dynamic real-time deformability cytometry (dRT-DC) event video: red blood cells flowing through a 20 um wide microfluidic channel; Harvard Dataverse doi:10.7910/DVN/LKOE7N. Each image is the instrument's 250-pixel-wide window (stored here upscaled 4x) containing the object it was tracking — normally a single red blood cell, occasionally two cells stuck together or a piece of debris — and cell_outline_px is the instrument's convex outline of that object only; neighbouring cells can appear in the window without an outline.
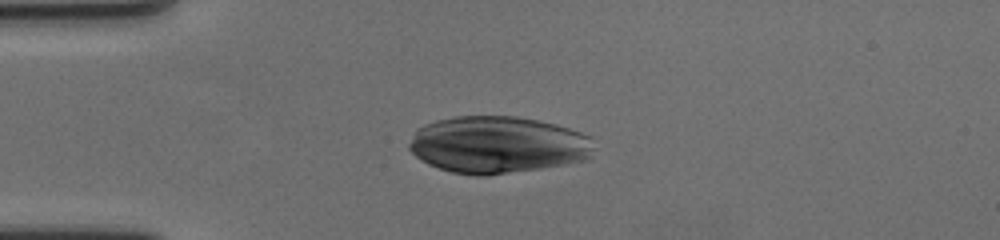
{"species": "human", "species_latin": "Homo sapiens", "temperature_condition": "cold", "stored_images_in_passage": 58, "camera_frame_rate_fps": 3000, "um_per_image_px": 0.085, "donor": {"sex": "female"}, "frame": {"image": 1, "passage_image": 14, "time_ms": 4.333, "image_size_px": [1000, 240], "cell_outline_px": [[588, 156], [584, 160], [540, 168], [484, 176], [476, 176], [452, 172], [428, 164], [416, 156], [408, 148], [408, 144], [416, 132], [424, 124], [436, 120], [456, 116], [516, 116], [556, 124], [580, 132], [588, 136]], "centroid_in_image_um": [42.21, 12.3], "position_along_channel_um": 42.8, "area_um2": 60.52}}
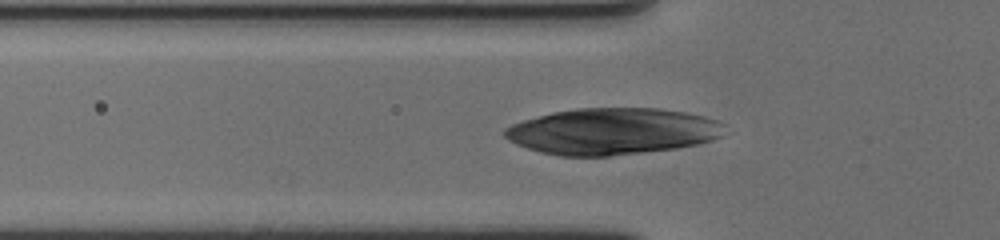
{"frame": {"image": 2, "passage_image": 19, "time_ms": 6.0, "image_size_px": [1000, 240], "cell_outline_px": [[724, 136], [700, 144], [676, 148], [608, 156], [560, 156], [540, 152], [516, 144], [508, 140], [504, 136], [504, 128], [512, 124], [524, 120], [552, 112], [576, 108], [660, 108], [684, 112], [704, 116], [716, 120], [724, 124]], "centroid_in_image_um": [52.06, 11.16], "position_along_channel_um": 73.7, "area_um2": 59.71}}
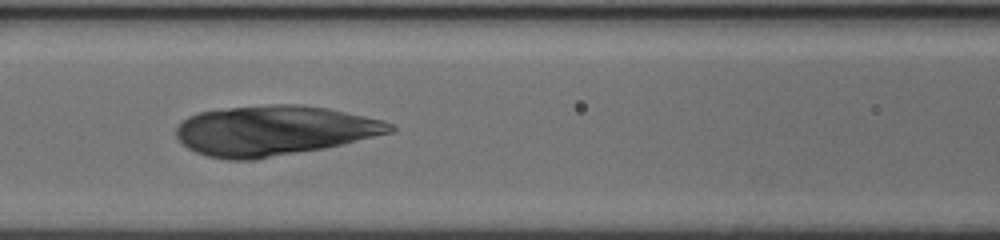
{"frame": {"image": 3, "passage_image": 25, "time_ms": 8.0, "image_size_px": [1000, 240], "cell_outline_px": [[396, 128], [392, 132], [324, 148], [256, 160], [228, 160], [208, 156], [196, 152], [188, 148], [176, 136], [176, 128], [188, 116], [200, 112], [228, 108], [272, 104], [296, 104], [328, 108], [364, 116], [380, 120], [392, 124]], "centroid_in_image_um": [23.27, 11.1], "position_along_channel_um": 143.3, "area_um2": 61.79}}